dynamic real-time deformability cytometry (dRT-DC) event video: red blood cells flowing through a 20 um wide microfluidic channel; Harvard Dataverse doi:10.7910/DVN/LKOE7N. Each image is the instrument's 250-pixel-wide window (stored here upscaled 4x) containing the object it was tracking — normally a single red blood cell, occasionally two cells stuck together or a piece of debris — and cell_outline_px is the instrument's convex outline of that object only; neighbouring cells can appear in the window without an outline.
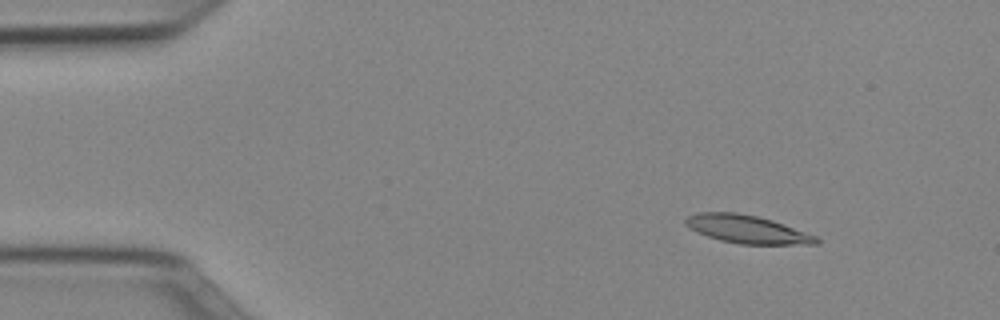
{"species": "Egyptian fruit bat (a non-hibernating species)", "species_latin": "Rousettus aegyptiacus", "temperature_condition": "cold", "stored_images_in_passage": 52, "camera_frame_rate_fps": 3000, "um_per_image_px": 0.085, "animal": {"sex": "female"}, "frame": {"image": 1, "passage_image": 7, "time_ms": 2.0, "image_size_px": [1000, 320], "cell_outline_px": [[820, 244], [740, 244], [720, 240], [696, 232], [688, 228], [684, 224], [684, 220], [688, 216], [696, 212], [736, 212], [756, 216], [772, 220], [816, 236], [820, 240]], "centroid_in_image_um": [63.45, 19.48], "position_along_channel_um": 21.5, "area_um2": 21.33}}
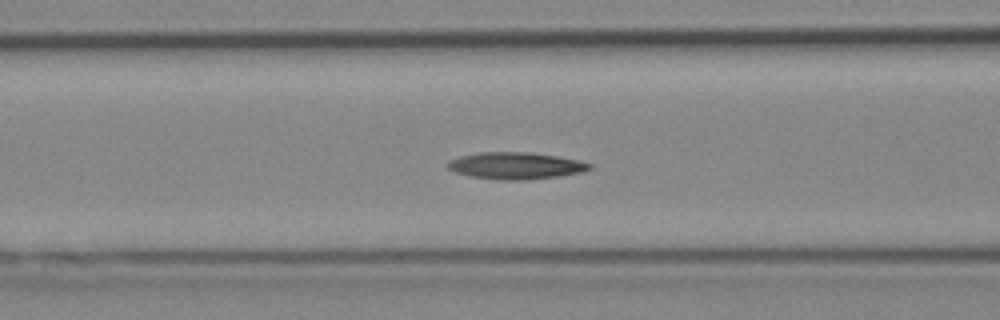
{"frame": {"image": 2, "passage_image": 21, "time_ms": 6.667, "image_size_px": [1000, 320], "cell_outline_px": [[592, 168], [580, 172], [560, 176], [524, 180], [500, 180], [468, 176], [456, 172], [448, 168], [444, 164], [448, 160], [460, 156], [480, 152], [528, 152], [556, 156], [580, 160], [592, 164]], "centroid_in_image_um": [43.8, 14.08], "position_along_channel_um": 122.8, "area_um2": 22.31}}
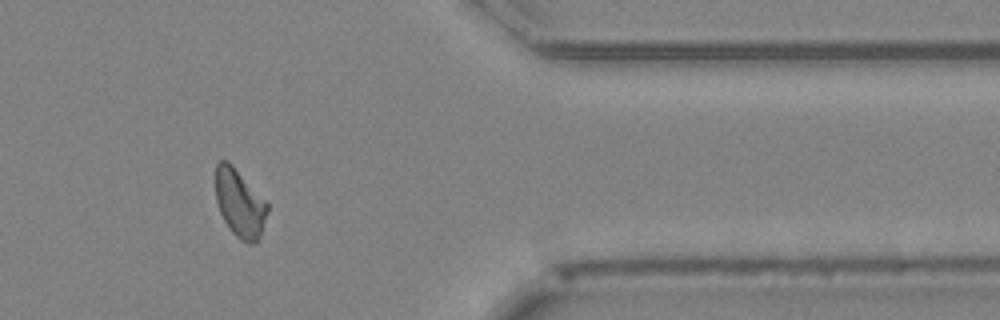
{"frame": {"image": 3, "passage_image": 43, "time_ms": 14.0, "image_size_px": [1000, 320], "cell_outline_px": [[268, 212], [260, 236], [252, 244], [248, 244], [240, 240], [232, 232], [224, 220], [220, 212], [216, 200], [216, 164], [220, 160], [228, 160], [232, 164], [268, 204]], "centroid_in_image_um": [20.37, 17.28], "position_along_channel_um": 391.0, "area_um2": 20.29}, "authors_computed_cell_mechanics": {"area_um2": 20.8658, "velocity_mm_per_s": 3.947, "shape_relaxation_time_tau1_ms": 9.8693, "shape_relaxation_time_tau2_ms": 7.7985, "deformation_change_tau1": 0.2285, "deformation_change_tau2": 0.1736}}